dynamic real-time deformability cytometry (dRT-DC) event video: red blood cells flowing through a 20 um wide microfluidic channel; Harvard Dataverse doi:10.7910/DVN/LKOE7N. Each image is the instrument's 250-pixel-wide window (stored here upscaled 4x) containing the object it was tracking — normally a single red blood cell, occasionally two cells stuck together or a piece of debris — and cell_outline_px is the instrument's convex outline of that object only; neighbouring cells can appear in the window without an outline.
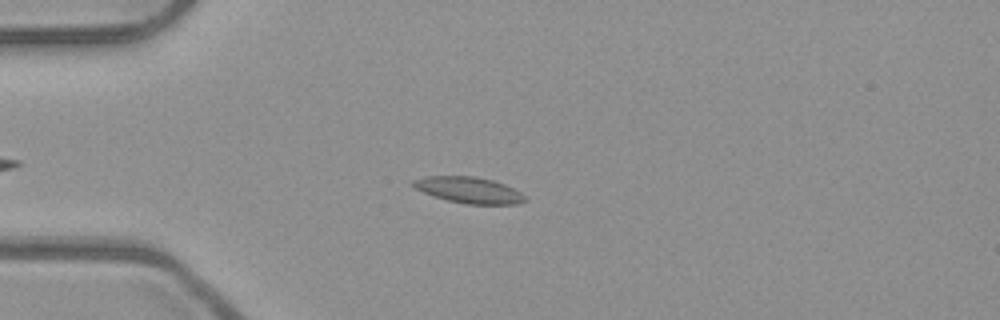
{"species": "common noctule bat (a hibernating species)", "species_latin": "Nyctalus noctula", "temperature_condition": "room temperature", "stored_images_in_passage": 5, "camera_frame_rate_fps": 3000, "um_per_image_px": 0.085, "animal": {"sex": "male", "body_mass_g": 23.1, "forearm_length_mm": 52.7}, "frame": {"image": 1, "passage_image": 3, "time_ms": 0.667, "image_size_px": [1000, 320], "cell_outline_px": [[528, 200], [516, 204], [464, 204], [432, 196], [408, 184], [412, 180], [424, 176], [476, 176], [492, 180], [504, 184], [520, 192]], "centroid_in_image_um": [39.81, 16.15], "position_along_channel_um": 45.2, "area_um2": 17.11}}
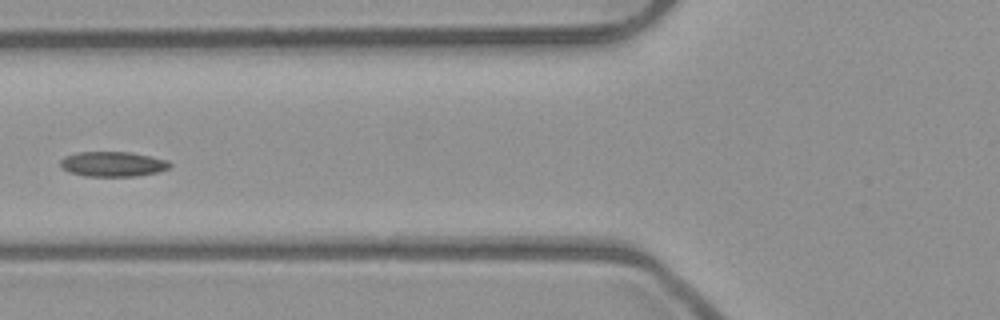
{"frame": {"image": 2, "passage_image": 5, "time_ms": 1.333, "image_size_px": [1000, 320], "cell_outline_px": [[172, 164], [168, 168], [156, 172], [136, 176], [84, 176], [68, 172], [60, 168], [60, 160], [64, 156], [76, 152], [132, 152], [168, 160]], "centroid_in_image_um": [9.54, 13.94], "position_along_channel_um": 116.3, "area_um2": 16.07}}